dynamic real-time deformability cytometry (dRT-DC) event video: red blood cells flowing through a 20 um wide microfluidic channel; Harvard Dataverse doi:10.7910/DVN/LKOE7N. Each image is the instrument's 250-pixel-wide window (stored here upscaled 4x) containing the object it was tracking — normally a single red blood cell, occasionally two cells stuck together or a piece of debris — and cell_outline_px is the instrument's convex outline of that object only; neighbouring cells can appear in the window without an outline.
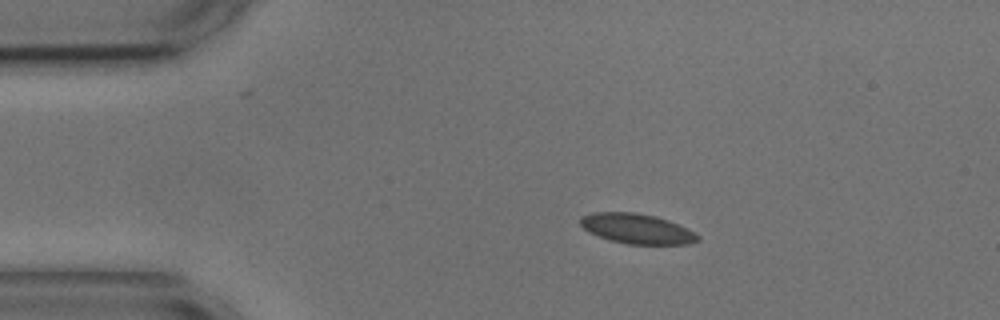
{"species": "common noctule bat (a hibernating species)", "species_latin": "Nyctalus noctula", "temperature_condition": "cold", "stored_images_in_passage": 6, "camera_frame_rate_fps": 3000, "um_per_image_px": 0.085, "animal": {"sex": "male", "body_mass_g": 17.9, "forearm_length_mm": 54.2}, "frame": {"image": 1, "passage_image": 2, "time_ms": 1.333, "image_size_px": [1000, 320], "cell_outline_px": [[700, 240], [688, 244], [628, 244], [608, 240], [588, 232], [580, 224], [580, 216], [592, 212], [636, 212], [656, 216], [668, 220], [700, 236]], "centroid_in_image_um": [54.08, 19.43], "position_along_channel_um": 30.9, "area_um2": 20.52}}
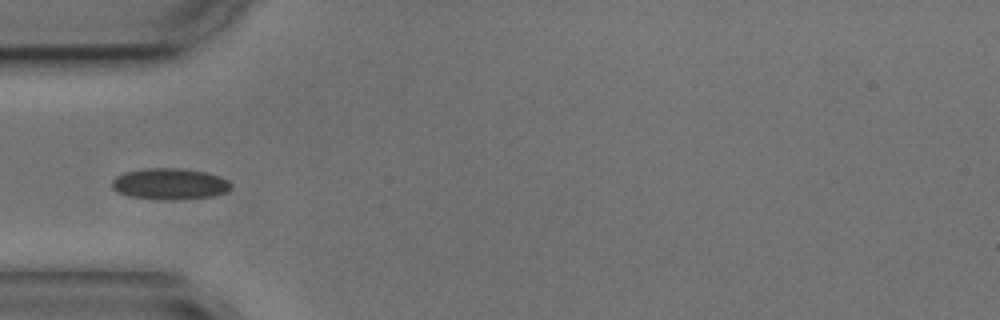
{"frame": {"image": 2, "passage_image": 4, "time_ms": 3.667, "image_size_px": [1000, 320], "cell_outline_px": [[232, 188], [228, 192], [212, 196], [172, 200], [168, 200], [132, 196], [120, 192], [112, 188], [112, 180], [116, 176], [124, 172], [144, 168], [180, 168], [204, 172], [220, 176], [228, 180], [232, 184]], "centroid_in_image_um": [14.47, 15.62], "position_along_channel_um": 70.5, "area_um2": 21.62}}